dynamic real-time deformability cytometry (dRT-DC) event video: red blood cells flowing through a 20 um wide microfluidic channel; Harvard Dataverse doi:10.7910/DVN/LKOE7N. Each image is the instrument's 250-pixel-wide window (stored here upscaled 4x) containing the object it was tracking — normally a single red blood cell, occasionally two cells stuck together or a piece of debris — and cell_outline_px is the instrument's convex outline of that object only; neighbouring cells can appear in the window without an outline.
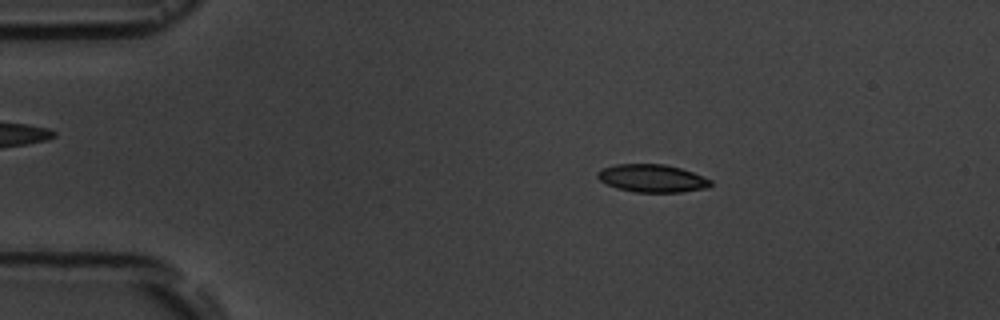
{"species": "common noctule bat (a hibernating species)", "species_latin": "Nyctalus noctula", "temperature_condition": "room temperature", "stored_images_in_passage": 5, "camera_frame_rate_fps": 3000, "um_per_image_px": 0.085, "animal": {"sex": "male", "body_mass_g": 19.5, "forearm_length_mm": 54.6}, "frame": {"image": 1, "passage_image": 2, "time_ms": 1.333, "image_size_px": [1000, 320], "cell_outline_px": [[712, 184], [708, 188], [680, 192], [636, 192], [616, 188], [600, 180], [596, 176], [596, 172], [600, 168], [616, 164], [664, 164], [680, 168], [692, 172], [712, 180]], "centroid_in_image_um": [55.41, 15.15], "position_along_channel_um": 29.6, "area_um2": 18.38}}
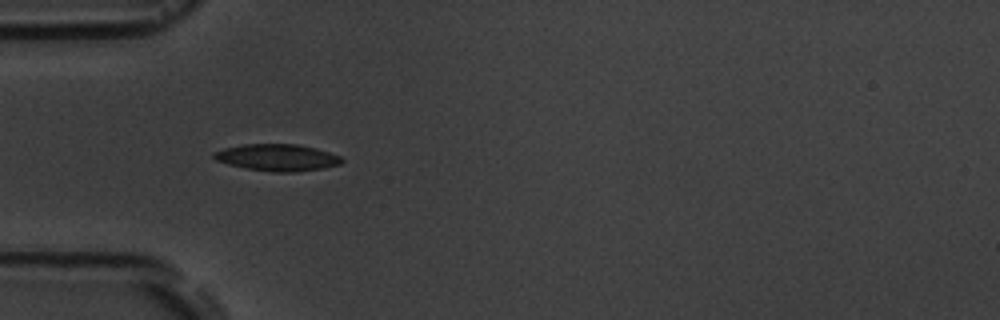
{"frame": {"image": 2, "passage_image": 4, "time_ms": 3.667, "image_size_px": [1000, 320], "cell_outline_px": [[344, 160], [340, 164], [324, 168], [296, 172], [272, 172], [244, 168], [228, 164], [216, 160], [212, 156], [212, 152], [224, 148], [244, 144], [296, 144], [316, 148], [340, 156]], "centroid_in_image_um": [23.55, 13.39], "position_along_channel_um": 61.4, "area_um2": 20.06}}
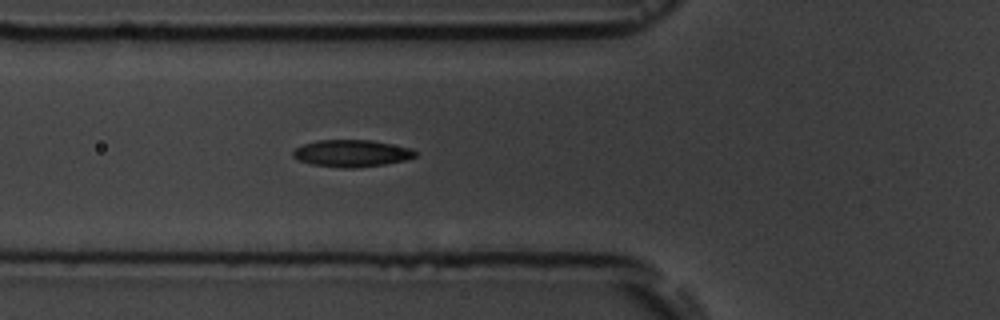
{"frame": {"image": 3, "passage_image": 5, "time_ms": 4.667, "image_size_px": [1000, 320], "cell_outline_px": [[416, 156], [404, 160], [384, 164], [356, 168], [340, 168], [312, 164], [300, 160], [292, 156], [292, 152], [296, 148], [304, 144], [316, 140], [372, 140], [412, 148], [416, 152]], "centroid_in_image_um": [29.89, 13.03], "position_along_channel_um": 95.9, "area_um2": 19.19}}